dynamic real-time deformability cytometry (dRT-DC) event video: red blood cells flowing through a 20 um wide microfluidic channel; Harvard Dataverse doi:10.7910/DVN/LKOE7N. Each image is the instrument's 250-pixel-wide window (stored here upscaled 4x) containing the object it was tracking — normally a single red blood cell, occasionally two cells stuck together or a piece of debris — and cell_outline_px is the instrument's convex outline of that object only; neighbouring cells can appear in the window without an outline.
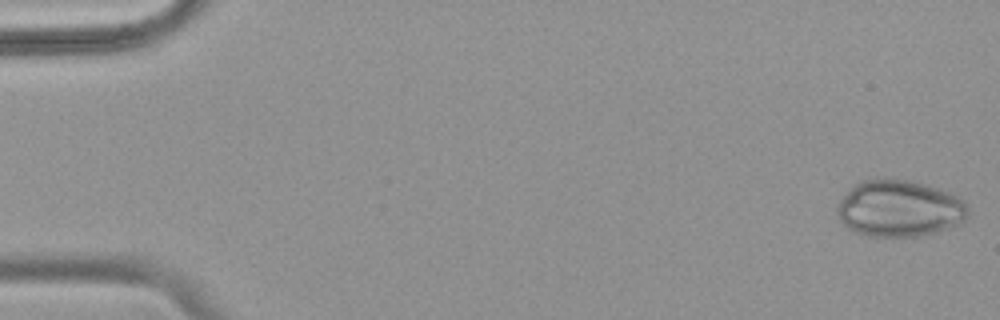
{"species": "common noctule bat (a hibernating species)", "species_latin": "Nyctalus noctula", "temperature_condition": "warm", "stored_images_in_passage": 53, "camera_frame_rate_fps": 3000, "um_per_image_px": 0.085, "animal": {"sex": "female", "body_mass_g": 18.4}, "frame": {"image": 1, "passage_image": 1, "time_ms": 0.0, "image_size_px": [1000, 320], "cell_outline_px": [[968, 216], [960, 224], [936, 232], [920, 236], [868, 236], [856, 232], [848, 228], [840, 220], [836, 212], [836, 208], [840, 200], [848, 188], [860, 180], [876, 176], [888, 176], [908, 180], [924, 184], [948, 192], [964, 200], [968, 208]], "centroid_in_image_um": [76.41, 17.68], "position_along_channel_um": 8.6, "area_um2": 43.93}}
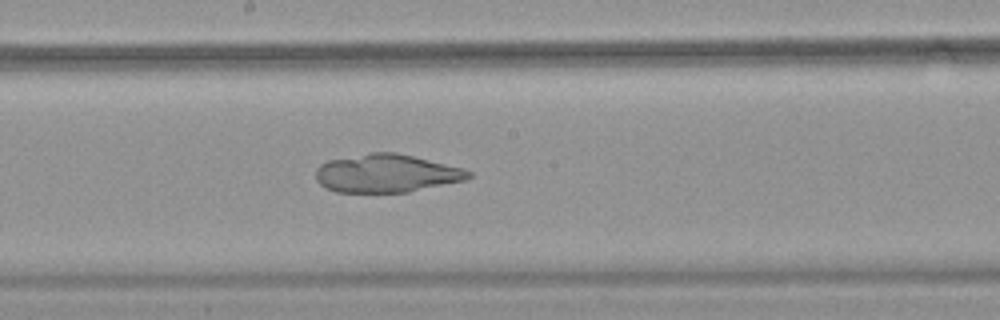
{"frame": {"image": 2, "passage_image": 29, "time_ms": 9.333, "image_size_px": [1000, 320], "cell_outline_px": [[472, 176], [464, 180], [408, 192], [336, 192], [324, 188], [316, 180], [316, 168], [320, 164], [328, 160], [372, 152], [396, 152], [464, 168], [472, 172]], "centroid_in_image_um": [32.83, 14.73], "position_along_channel_um": 215.4, "area_um2": 33.99}}
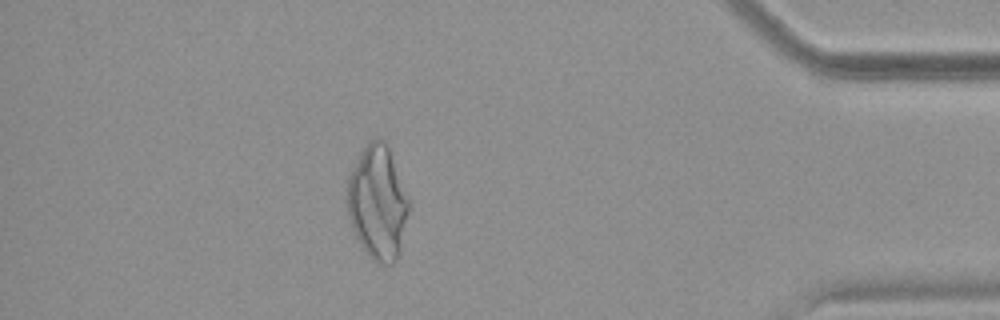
{"frame": {"image": 3, "passage_image": 47, "time_ms": 15.333, "image_size_px": [1000, 320], "cell_outline_px": [[408, 212], [400, 252], [396, 260], [392, 264], [380, 264], [372, 260], [360, 244], [352, 228], [348, 216], [344, 200], [348, 176], [360, 152], [368, 140], [376, 136], [384, 140], [388, 148], [408, 200]], "centroid_in_image_um": [32.04, 17.23], "position_along_channel_um": 403.2, "area_um2": 40.98}}